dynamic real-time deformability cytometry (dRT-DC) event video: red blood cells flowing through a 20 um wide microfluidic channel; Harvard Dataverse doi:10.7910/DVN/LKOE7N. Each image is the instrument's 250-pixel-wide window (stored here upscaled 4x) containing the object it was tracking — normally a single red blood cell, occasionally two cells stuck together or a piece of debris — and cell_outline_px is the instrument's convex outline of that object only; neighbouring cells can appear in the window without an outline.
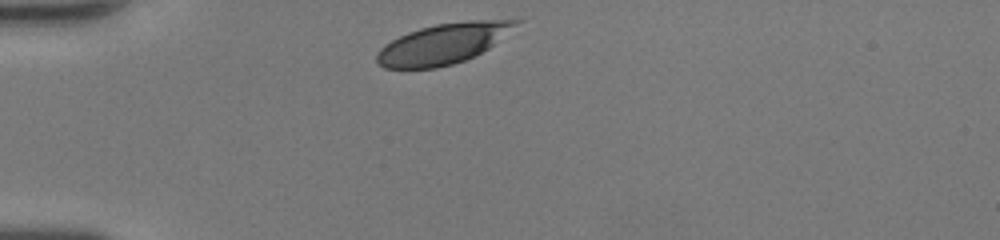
{"species": "human", "species_latin": "Homo sapiens", "temperature_condition": "room temperature", "stored_images_in_passage": 28, "camera_frame_rate_fps": 3000, "um_per_image_px": 0.085, "donor": {"sex": "female"}, "frame": {"image": 1, "passage_image": 1, "time_ms": 0.0, "image_size_px": [1000, 240], "cell_outline_px": [[524, 20], [488, 48], [464, 60], [452, 64], [436, 68], [384, 68], [376, 64], [376, 52], [384, 44], [408, 32], [420, 28], [436, 24], [468, 20]], "centroid_in_image_um": [37.61, 3.72], "position_along_channel_um": 47.4, "area_um2": 32.43}}
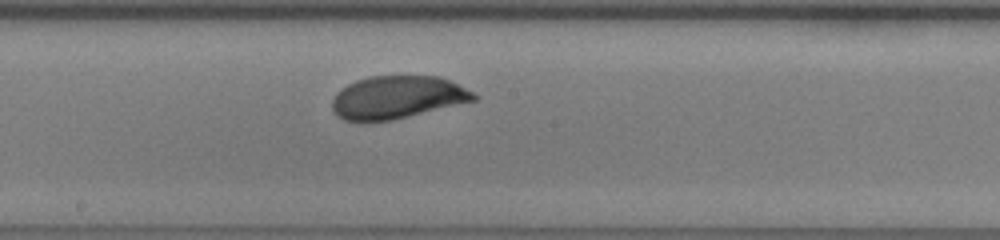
{"frame": {"image": 2, "passage_image": 15, "time_ms": 4.667, "image_size_px": [1000, 240], "cell_outline_px": [[480, 96], [476, 100], [392, 120], [344, 120], [336, 116], [332, 108], [332, 100], [336, 92], [348, 84], [356, 80], [368, 76], [440, 76]], "centroid_in_image_um": [33.74, 8.26], "position_along_channel_um": 214.5, "area_um2": 34.97}}
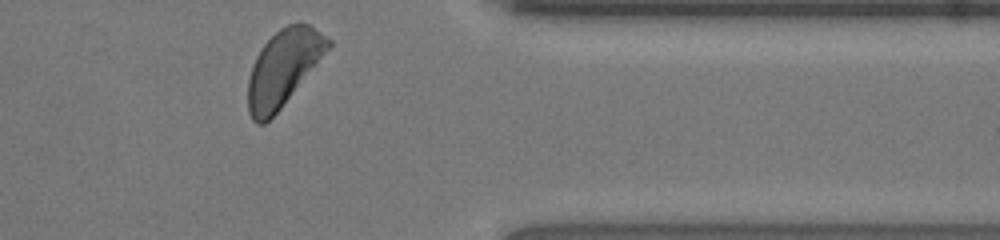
{"frame": {"image": 3, "passage_image": 28, "time_ms": 9.0, "image_size_px": [1000, 240], "cell_outline_px": [[332, 44], [280, 108], [264, 124], [256, 124], [252, 120], [248, 112], [248, 80], [256, 56], [264, 44], [280, 28], [288, 24], [300, 20], [308, 24], [332, 40]], "centroid_in_image_um": [24.06, 5.75], "position_along_channel_um": 387.3, "area_um2": 34.8}, "authors_computed_cell_mechanics": {"area_um2": 35.9227, "velocity_mm_per_s": 4.2314, "shape_relaxation_time_tau1_ms": 2.521, "shape_relaxation_time_tau2_ms": null, "deformation_change_tau1": 0.139, "deformation_change_tau2": null}}